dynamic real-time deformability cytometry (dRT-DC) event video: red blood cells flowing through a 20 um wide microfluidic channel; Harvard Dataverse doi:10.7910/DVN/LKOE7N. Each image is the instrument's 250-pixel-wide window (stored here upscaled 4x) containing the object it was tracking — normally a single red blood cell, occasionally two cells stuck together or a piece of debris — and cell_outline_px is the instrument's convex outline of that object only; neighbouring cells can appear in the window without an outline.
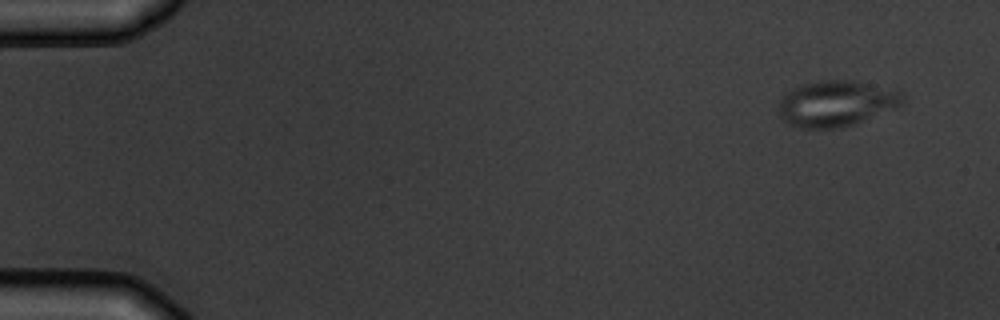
{"species": "common noctule bat (a hibernating species)", "species_latin": "Nyctalus noctula", "temperature_condition": "warm", "stored_images_in_passage": 6, "camera_frame_rate_fps": 3000, "um_per_image_px": 0.085, "animal": {"sex": "male", "body_mass_g": 19.5, "forearm_length_mm": 54.6}, "frame": {"image": 1, "passage_image": 1, "time_ms": 0.0, "image_size_px": [1000, 320], "cell_outline_px": [[904, 100], [896, 108], [852, 124], [840, 128], [800, 128], [788, 124], [780, 116], [780, 100], [792, 88], [804, 84], [820, 80], [856, 80], [900, 88], [904, 92]], "centroid_in_image_um": [71.17, 8.76], "position_along_channel_um": 13.8, "area_um2": 33.47}}